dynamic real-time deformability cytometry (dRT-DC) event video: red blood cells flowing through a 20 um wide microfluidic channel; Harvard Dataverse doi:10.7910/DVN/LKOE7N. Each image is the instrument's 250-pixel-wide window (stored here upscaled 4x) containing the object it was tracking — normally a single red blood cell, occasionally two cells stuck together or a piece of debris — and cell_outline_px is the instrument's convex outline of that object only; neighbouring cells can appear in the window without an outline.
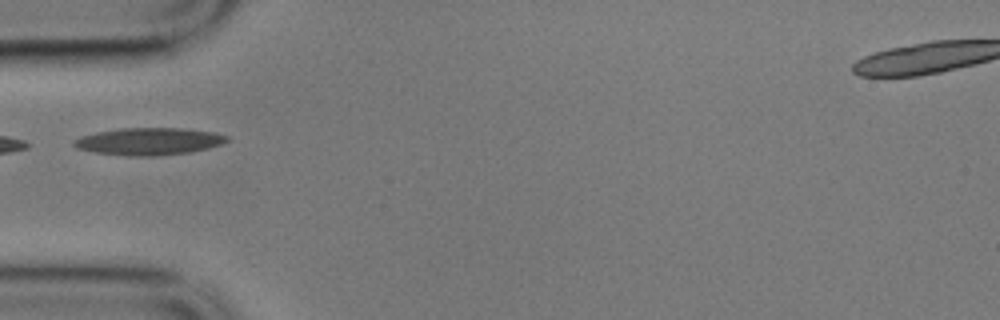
{"species": "common noctule bat (a hibernating species)", "species_latin": "Nyctalus noctula", "temperature_condition": "cold", "stored_images_in_passage": 4, "camera_frame_rate_fps": 3000, "um_per_image_px": 0.085, "animal": {"sex": "male", "body_mass_g": 17.9}, "frame": {"image": 1, "passage_image": 1, "time_ms": 0.0, "image_size_px": [1000, 320], "cell_outline_px": [[232, 140], [224, 144], [192, 152], [156, 156], [128, 156], [96, 152], [80, 148], [72, 144], [80, 136], [96, 132], [120, 128], [184, 128], [212, 132], [228, 136]], "centroid_in_image_um": [12.74, 12.01], "position_along_channel_um": 72.3, "area_um2": 24.33}}
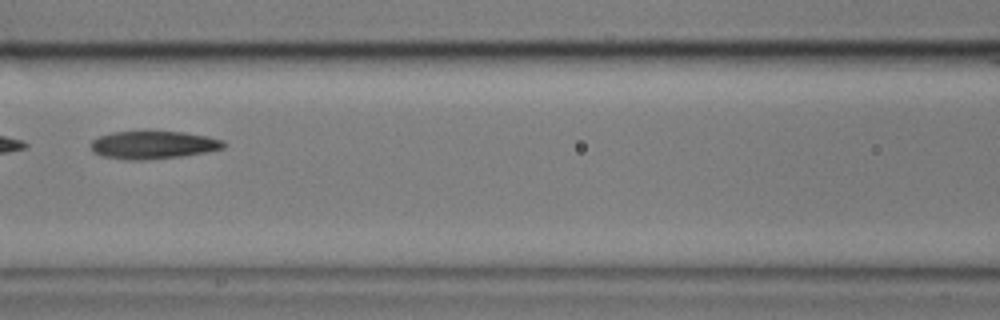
{"frame": {"image": 2, "passage_image": 3, "time_ms": 0.667, "image_size_px": [1000, 320], "cell_outline_px": [[228, 144], [224, 148], [184, 156], [148, 160], [124, 160], [100, 156], [92, 152], [92, 140], [100, 136], [112, 132], [184, 132], [208, 136], [224, 140]], "centroid_in_image_um": [13.04, 12.33], "position_along_channel_um": 153.6, "area_um2": 21.73}}